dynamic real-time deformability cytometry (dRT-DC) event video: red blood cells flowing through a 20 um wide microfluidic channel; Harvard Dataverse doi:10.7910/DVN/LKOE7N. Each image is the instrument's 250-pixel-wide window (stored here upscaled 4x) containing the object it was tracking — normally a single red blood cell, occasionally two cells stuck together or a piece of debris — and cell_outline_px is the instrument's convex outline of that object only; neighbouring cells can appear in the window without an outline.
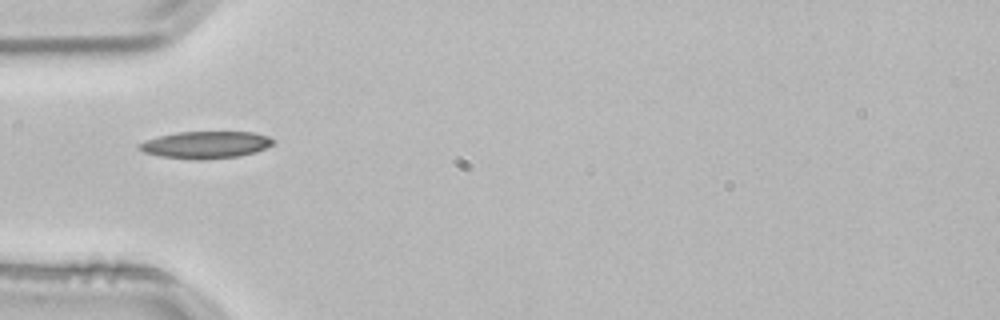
{"species": "common noctule bat (a hibernating species)", "species_latin": "Nyctalus noctula", "temperature_condition": "room temperature", "stored_images_in_passage": 2, "camera_frame_rate_fps": 3000, "um_per_image_px": 0.085, "animal": {"sex": "male", "body_mass_g": 21.5, "forearm_length_mm": 52.0}, "frame": {"image": 1, "passage_image": 1, "time_ms": 0.0, "image_size_px": [1000, 320], "cell_outline_px": [[276, 140], [272, 144], [256, 152], [240, 156], [204, 160], [192, 160], [160, 156], [144, 152], [136, 148], [136, 144], [144, 140], [176, 132], [252, 132], [268, 136]], "centroid_in_image_um": [17.45, 12.32], "position_along_channel_um": 67.6, "area_um2": 21.39}}